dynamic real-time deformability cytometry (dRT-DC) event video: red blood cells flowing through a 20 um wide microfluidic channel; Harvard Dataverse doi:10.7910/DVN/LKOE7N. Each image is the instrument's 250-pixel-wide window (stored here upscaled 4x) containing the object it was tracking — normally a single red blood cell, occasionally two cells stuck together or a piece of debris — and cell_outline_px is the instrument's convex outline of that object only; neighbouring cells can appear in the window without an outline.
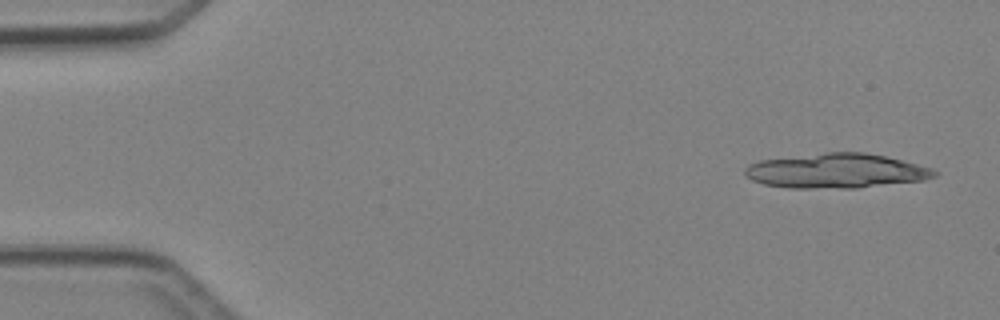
{"species": "Egyptian fruit bat (a non-hibernating species)", "species_latin": "Rousettus aegyptiacus", "temperature_condition": "cold", "stored_images_in_passage": 4, "camera_frame_rate_fps": 3000, "um_per_image_px": 0.085, "animal": {"sex": "female"}, "frame": {"image": 1, "passage_image": 1, "time_ms": 0.0, "image_size_px": [1000, 320], "cell_outline_px": [[940, 172], [936, 176], [924, 180], [856, 188], [788, 188], [764, 184], [752, 180], [744, 176], [744, 168], [748, 164], [760, 160], [824, 152], [864, 152], [904, 160], [932, 168]], "centroid_in_image_um": [71.08, 14.52], "position_along_channel_um": 13.9, "area_um2": 38.55}}